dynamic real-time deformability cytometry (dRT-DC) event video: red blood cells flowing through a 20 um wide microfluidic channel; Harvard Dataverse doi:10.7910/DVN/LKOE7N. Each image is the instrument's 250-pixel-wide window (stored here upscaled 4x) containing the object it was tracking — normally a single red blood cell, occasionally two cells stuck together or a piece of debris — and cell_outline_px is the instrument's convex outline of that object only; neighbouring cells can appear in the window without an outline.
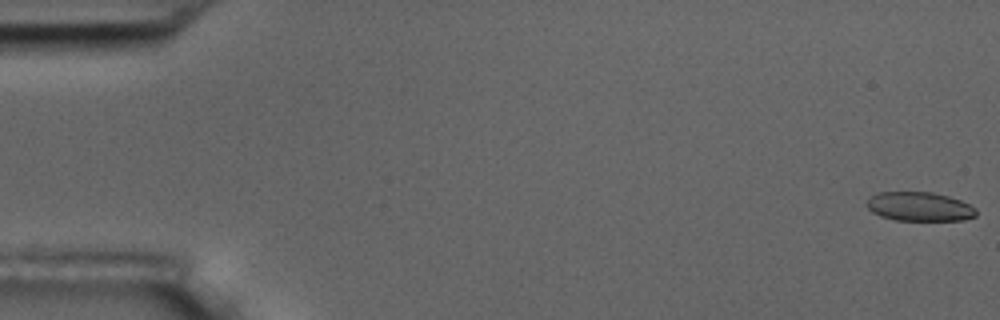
{"species": "common noctule bat (a hibernating species)", "species_latin": "Nyctalus noctula", "temperature_condition": "room temperature", "stored_images_in_passage": 7, "camera_frame_rate_fps": 3000, "um_per_image_px": 0.085, "animal": {"sex": "male", "body_mass_g": 17.5, "forearm_length_mm": 52.3}, "frame": {"image": 1, "passage_image": 1, "time_ms": 0.0, "image_size_px": [1000, 320], "cell_outline_px": [[976, 216], [964, 220], [896, 220], [880, 216], [872, 212], [868, 208], [868, 200], [876, 192], [932, 192], [948, 196], [960, 200], [976, 208]], "centroid_in_image_um": [78.17, 17.56], "position_along_channel_um": 6.8, "area_um2": 18.44}}